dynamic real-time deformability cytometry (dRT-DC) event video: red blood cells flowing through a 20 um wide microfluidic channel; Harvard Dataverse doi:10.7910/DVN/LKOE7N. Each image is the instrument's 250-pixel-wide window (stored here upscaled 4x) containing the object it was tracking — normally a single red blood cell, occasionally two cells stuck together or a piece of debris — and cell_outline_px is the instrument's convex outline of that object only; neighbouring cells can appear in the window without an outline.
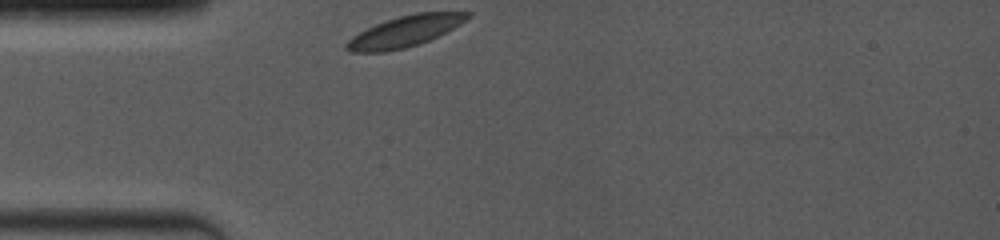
{"species": "common noctule bat (a hibernating species)", "species_latin": "Nyctalus noctula", "temperature_condition": "room temperature", "stored_images_in_passage": 5, "camera_frame_rate_fps": 4000, "um_per_image_px": 0.085, "animal": {"sex": "female", "body_mass_g": 19.0, "forearm_length_mm": 53.3}, "frame": {"image": 1, "passage_image": 1, "time_ms": 0.0, "image_size_px": [1000, 240], "cell_outline_px": [[472, 16], [460, 24], [420, 44], [404, 48], [384, 52], [352, 52], [344, 48], [344, 44], [352, 36], [376, 24], [400, 16], [416, 12], [472, 12]], "centroid_in_image_um": [34.4, 2.67], "position_along_channel_um": 50.6, "area_um2": 21.56}}